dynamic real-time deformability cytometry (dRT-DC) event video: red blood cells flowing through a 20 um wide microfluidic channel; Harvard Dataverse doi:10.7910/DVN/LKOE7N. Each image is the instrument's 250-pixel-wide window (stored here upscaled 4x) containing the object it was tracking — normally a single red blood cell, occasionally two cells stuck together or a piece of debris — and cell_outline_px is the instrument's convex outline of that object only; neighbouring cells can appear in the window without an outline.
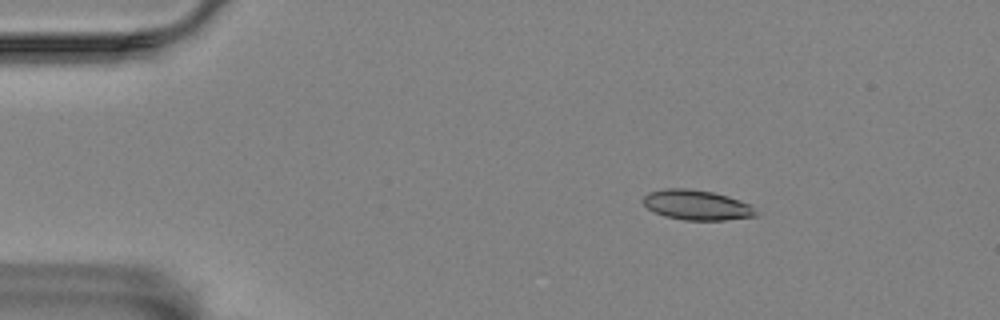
{"species": "Egyptian fruit bat (a non-hibernating species)", "species_latin": "Rousettus aegyptiacus", "temperature_condition": "room temperature", "stored_images_in_passage": 49, "camera_frame_rate_fps": 3000, "um_per_image_px": 0.085, "animal": {"sex": "female"}, "frame": {"image": 1, "passage_image": 1, "time_ms": 0.0, "image_size_px": [1000, 320], "cell_outline_px": [[756, 216], [724, 220], [684, 220], [664, 216], [648, 208], [640, 200], [648, 192], [664, 188], [688, 188], [712, 192], [728, 196], [752, 204], [756, 212]], "centroid_in_image_um": [59.21, 17.42], "position_along_channel_um": 25.8, "area_um2": 19.83}}
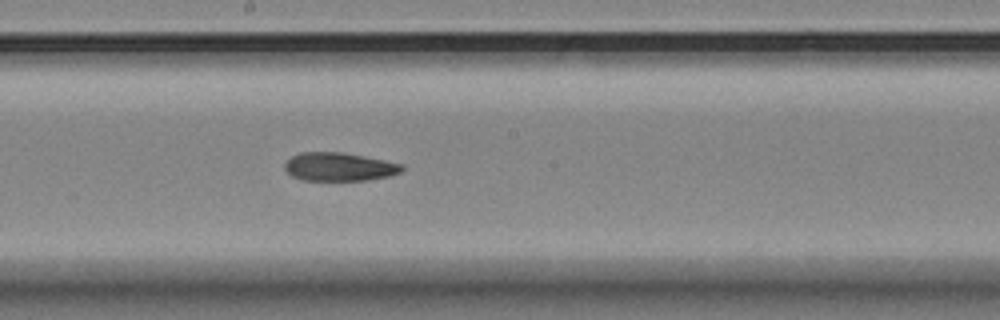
{"frame": {"image": 2, "passage_image": 23, "time_ms": 7.333, "image_size_px": [1000, 320], "cell_outline_px": [[404, 168], [400, 172], [388, 176], [368, 180], [304, 180], [292, 176], [284, 168], [284, 164], [292, 156], [300, 152], [340, 152], [364, 156], [404, 164]], "centroid_in_image_um": [28.84, 14.17], "position_along_channel_um": 219.4, "area_um2": 19.31}}
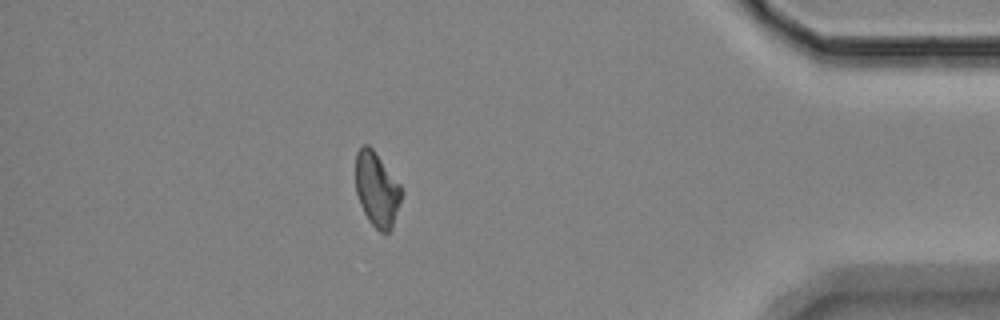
{"frame": {"image": 3, "passage_image": 42, "time_ms": 13.667, "image_size_px": [1000, 320], "cell_outline_px": [[404, 192], [392, 228], [388, 232], [380, 232], [368, 220], [360, 204], [356, 192], [356, 152], [360, 144], [368, 144], [372, 148], [400, 184]], "centroid_in_image_um": [32.04, 16.08], "position_along_channel_um": 403.2, "area_um2": 20.0}, "authors_computed_cell_mechanics": {"area_um2": 20.2878, "velocity_mm_per_s": 3.5367, "shape_relaxation_time_tau1_ms": 11.0267, "shape_relaxation_time_tau2_ms": 7.8389, "deformation_change_tau1": 0.2139, "deformation_change_tau2": 0.1594}}